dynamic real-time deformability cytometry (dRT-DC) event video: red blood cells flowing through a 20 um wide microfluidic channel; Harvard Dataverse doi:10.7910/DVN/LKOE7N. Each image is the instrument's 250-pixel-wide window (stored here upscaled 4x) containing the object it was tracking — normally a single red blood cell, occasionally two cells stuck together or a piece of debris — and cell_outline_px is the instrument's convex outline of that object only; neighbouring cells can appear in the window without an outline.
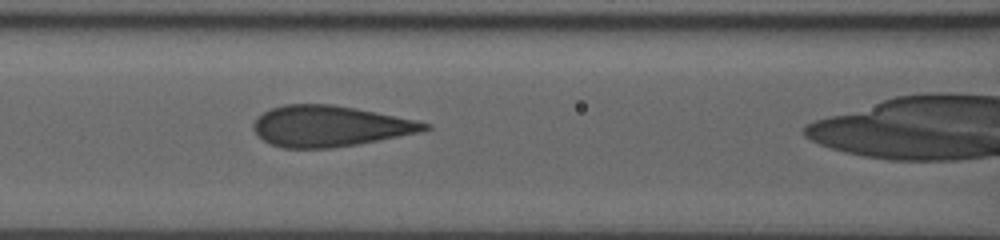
{"species": "human", "species_latin": "Homo sapiens", "temperature_condition": "room temperature", "stored_images_in_passage": 10, "camera_frame_rate_fps": 3000, "um_per_image_px": 0.085, "donor": {"sex": "male"}, "frame": {"image": 1, "passage_image": 9, "time_ms": 2.667, "image_size_px": [1000, 240], "cell_outline_px": [[432, 128], [420, 132], [356, 144], [332, 148], [284, 148], [272, 144], [264, 140], [252, 128], [252, 124], [256, 116], [272, 108], [284, 104], [332, 104], [356, 108], [416, 120], [432, 124]], "centroid_in_image_um": [28.02, 10.71], "position_along_channel_um": 138.6, "area_um2": 40.63}}